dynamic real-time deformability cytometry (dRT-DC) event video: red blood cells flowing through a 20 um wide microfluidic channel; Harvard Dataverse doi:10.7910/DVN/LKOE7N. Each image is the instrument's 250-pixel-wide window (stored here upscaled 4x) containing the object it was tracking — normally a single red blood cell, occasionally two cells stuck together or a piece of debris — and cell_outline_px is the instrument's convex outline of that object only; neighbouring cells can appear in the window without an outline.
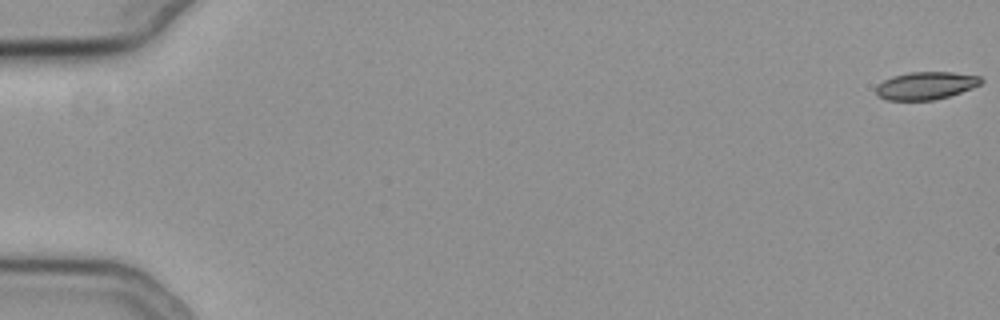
{"species": "common noctule bat (a hibernating species)", "species_latin": "Nyctalus noctula", "temperature_condition": "cold", "stored_images_in_passage": 57, "camera_frame_rate_fps": 3000, "um_per_image_px": 0.085, "animal": {"sex": "female", "body_mass_g": 19.3, "forearm_length_mm": 54.1}, "frame": {"image": 1, "passage_image": 1, "time_ms": 0.0, "image_size_px": [1000, 320], "cell_outline_px": [[984, 80], [980, 84], [972, 88], [948, 96], [932, 100], [888, 100], [880, 96], [876, 92], [876, 84], [892, 76], [908, 72], [952, 72], [980, 76]], "centroid_in_image_um": [78.69, 7.26], "position_along_channel_um": 6.3, "area_um2": 16.88}}
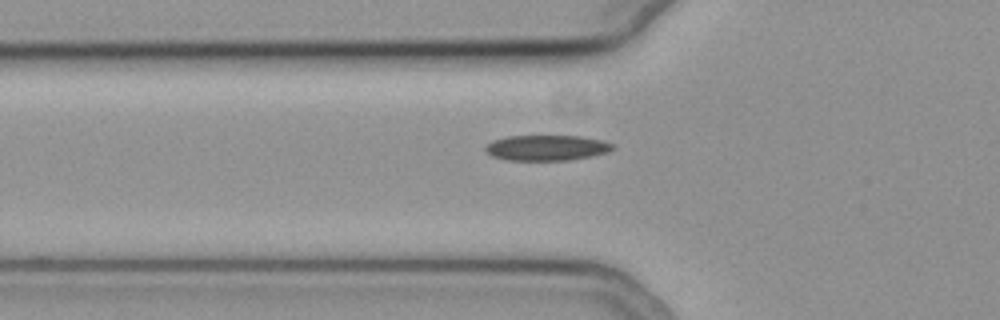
{"frame": {"image": 2, "passage_image": 21, "time_ms": 6.667, "image_size_px": [1000, 320], "cell_outline_px": [[612, 148], [608, 152], [592, 156], [568, 160], [508, 160], [492, 156], [484, 148], [492, 140], [508, 136], [580, 136], [604, 140], [612, 144]], "centroid_in_image_um": [46.47, 12.56], "position_along_channel_um": 79.3, "area_um2": 18.79}}
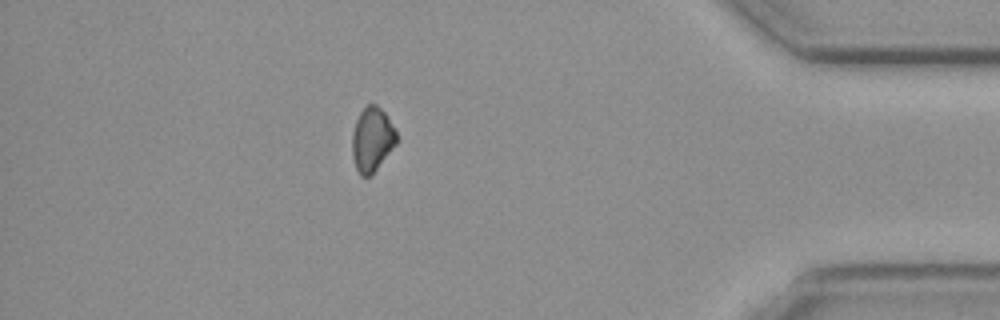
{"frame": {"image": 3, "passage_image": 50, "time_ms": 16.333, "image_size_px": [1000, 320], "cell_outline_px": [[400, 140], [372, 176], [360, 176], [356, 168], [352, 156], [352, 132], [356, 120], [360, 112], [368, 104], [376, 104], [384, 112], [396, 132]], "centroid_in_image_um": [31.64, 11.89], "position_along_channel_um": 403.6, "area_um2": 16.88}, "authors_computed_cell_mechanics": {"area_um2": 17.918, "velocity_mm_per_s": 3.7778, "shape_relaxation_time_tau1_ms": 5.9911, "shape_relaxation_time_tau2_ms": null, "deformation_change_tau1": 0.097, "deformation_change_tau2": null}}